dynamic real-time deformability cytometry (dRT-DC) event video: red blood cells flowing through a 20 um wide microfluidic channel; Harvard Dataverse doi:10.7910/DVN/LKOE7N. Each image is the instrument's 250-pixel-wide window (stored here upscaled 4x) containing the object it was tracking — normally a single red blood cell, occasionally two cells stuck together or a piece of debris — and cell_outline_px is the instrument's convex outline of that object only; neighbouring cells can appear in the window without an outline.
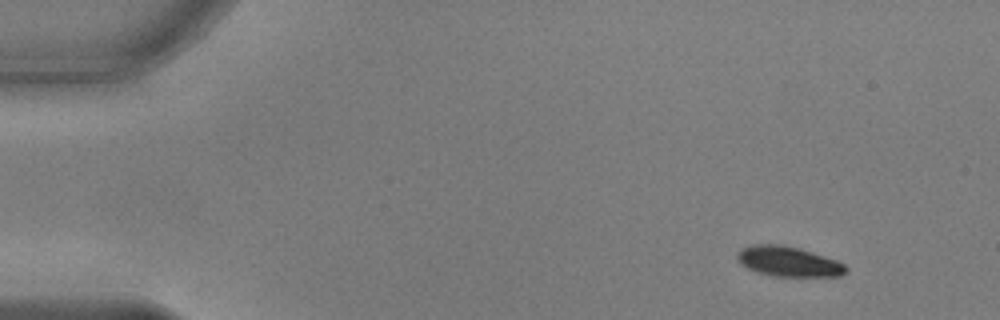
{"species": "common noctule bat (a hibernating species)", "species_latin": "Nyctalus noctula", "temperature_condition": "warm", "stored_images_in_passage": 49, "camera_frame_rate_fps": 3000, "um_per_image_px": 0.085, "animal": {"sex": "male", "body_mass_g": 17.9, "forearm_length_mm": 54.2}, "frame": {"image": 1, "passage_image": 1, "time_ms": 0.0, "image_size_px": [1000, 320], "cell_outline_px": [[848, 268], [840, 276], [776, 276], [760, 272], [748, 268], [740, 264], [736, 256], [736, 252], [740, 248], [752, 244], [780, 244], [800, 248], [836, 260], [844, 264]], "centroid_in_image_um": [66.97, 22.2], "position_along_channel_um": 18.0, "area_um2": 18.96}}
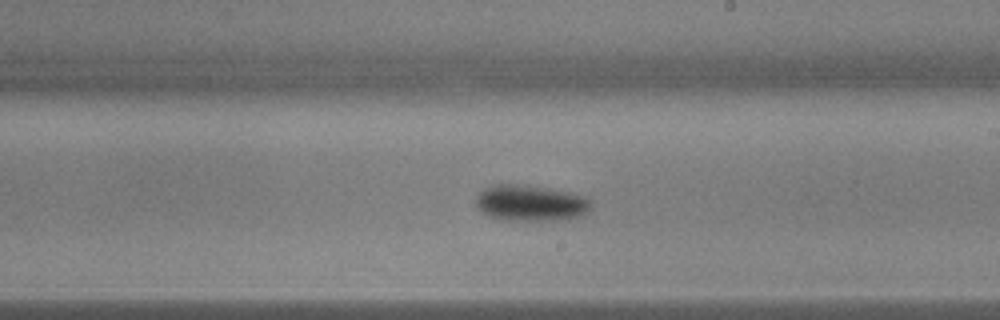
{"frame": {"image": 2, "passage_image": 27, "time_ms": 8.667, "image_size_px": [1000, 320], "cell_outline_px": [[592, 208], [580, 216], [556, 220], [508, 220], [488, 216], [476, 208], [476, 196], [484, 188], [492, 184], [516, 184], [544, 188], [568, 192], [580, 196], [588, 200]], "centroid_in_image_um": [45.02, 17.26], "position_along_channel_um": 244.0, "area_um2": 23.87}}
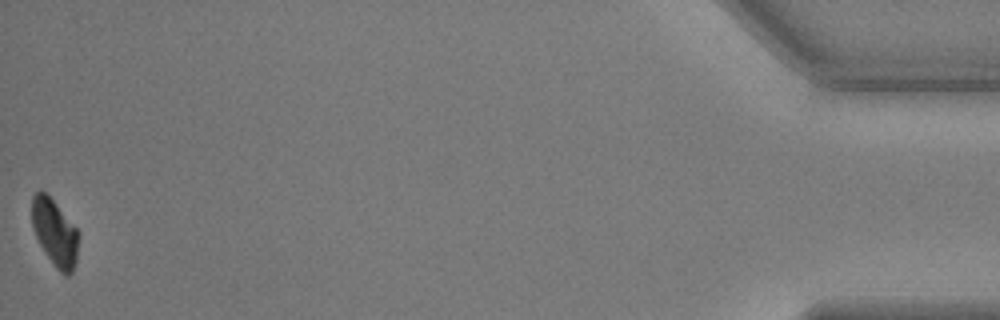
{"frame": {"image": 3, "passage_image": 49, "time_ms": 16.0, "image_size_px": [1000, 320], "cell_outline_px": [[80, 236], [76, 260], [72, 272], [68, 276], [64, 276], [56, 268], [44, 252], [32, 228], [32, 196], [36, 192], [44, 192], [56, 204], [80, 232]], "centroid_in_image_um": [4.68, 19.82], "position_along_channel_um": 430.5, "area_um2": 18.15}, "authors_computed_cell_mechanics": {"area_um2": 20.9814, "velocity_mm_per_s": 3.7878, "shape_relaxation_time_tau1_ms": 2.9676, "shape_relaxation_time_tau2_ms": null, "deformation_change_tau1": 0.1513, "deformation_change_tau2": null}}